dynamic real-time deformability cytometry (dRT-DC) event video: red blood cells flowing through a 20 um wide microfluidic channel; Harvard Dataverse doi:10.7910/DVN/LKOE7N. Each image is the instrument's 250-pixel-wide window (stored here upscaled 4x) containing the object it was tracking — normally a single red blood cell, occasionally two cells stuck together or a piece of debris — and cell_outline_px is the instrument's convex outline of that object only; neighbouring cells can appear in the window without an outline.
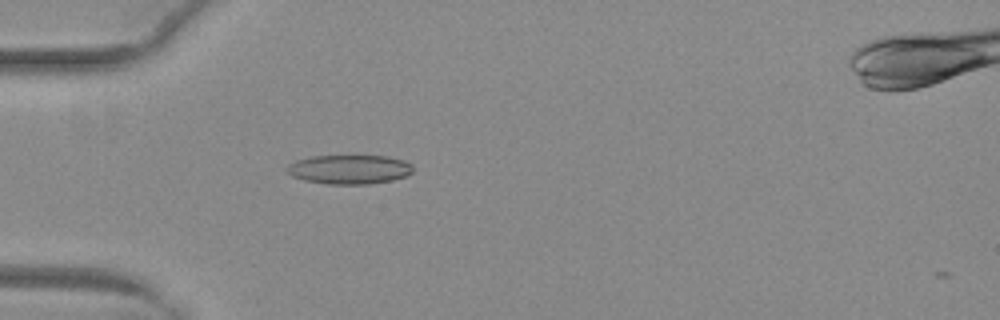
{"species": "common noctule bat (a hibernating species)", "species_latin": "Nyctalus noctula", "temperature_condition": "warm", "stored_images_in_passage": 37, "camera_frame_rate_fps": 3000, "um_per_image_px": 0.085, "animal": {"sex": "female", "body_mass_g": 29.2, "forearm_length_mm": 56.3}, "frame": {"image": 1, "passage_image": 1, "time_ms": 0.0, "image_size_px": [1000, 320], "cell_outline_px": [[412, 172], [408, 176], [392, 180], [368, 184], [328, 184], [304, 180], [292, 176], [284, 168], [288, 164], [296, 160], [312, 156], [388, 156], [404, 160], [412, 164]], "centroid_in_image_um": [29.7, 14.39], "position_along_channel_um": 55.3, "area_um2": 21.56}}
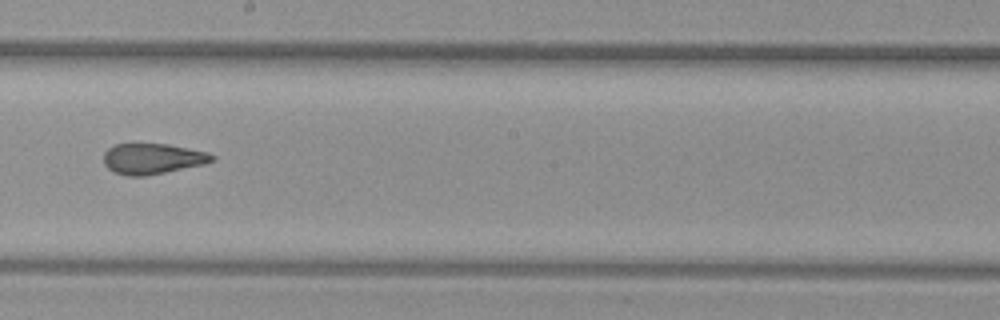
{"frame": {"image": 2, "passage_image": 15, "time_ms": 4.667, "image_size_px": [1000, 320], "cell_outline_px": [[216, 160], [204, 164], [144, 176], [128, 176], [112, 172], [104, 164], [104, 152], [112, 144], [168, 144], [208, 152], [216, 156]], "centroid_in_image_um": [12.96, 13.49], "position_along_channel_um": 235.2, "area_um2": 19.42}}
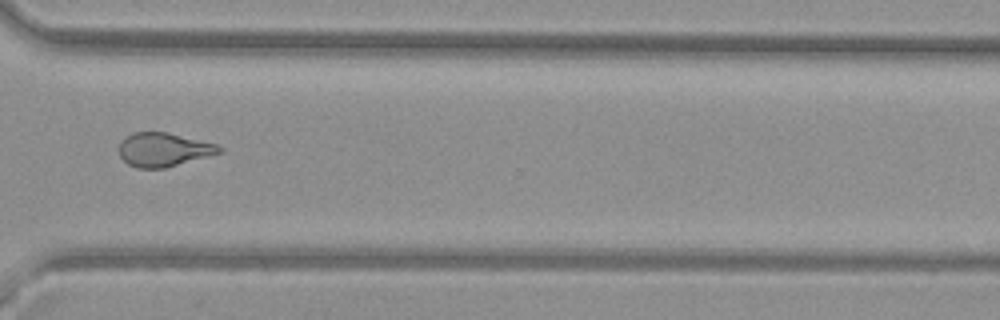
{"frame": {"image": 3, "passage_image": 24, "time_ms": 7.667, "image_size_px": [1000, 320], "cell_outline_px": [[224, 152], [164, 168], [136, 168], [128, 164], [120, 156], [120, 140], [124, 136], [132, 132], [168, 132], [220, 144], [224, 148]], "centroid_in_image_um": [13.95, 12.7], "position_along_channel_um": 356.7, "area_um2": 20.06}, "authors_computed_cell_mechanics": {"area_um2": 20.3456, "velocity_mm_per_s": 4.0464, "shape_relaxation_time_tau1_ms": null, "shape_relaxation_time_tau2_ms": 1.9628, "deformation_change_tau1": null, "deformation_change_tau2": 0.0932}}